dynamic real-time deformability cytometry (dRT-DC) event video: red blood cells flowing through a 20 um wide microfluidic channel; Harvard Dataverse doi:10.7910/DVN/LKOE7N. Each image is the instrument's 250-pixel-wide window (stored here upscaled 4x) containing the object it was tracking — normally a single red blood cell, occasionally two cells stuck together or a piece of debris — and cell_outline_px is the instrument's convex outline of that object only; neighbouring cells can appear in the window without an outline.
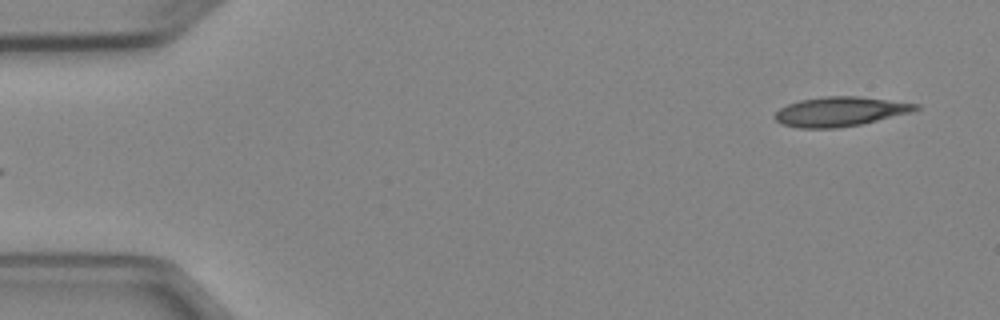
{"species": "Egyptian fruit bat (a non-hibernating species)", "species_latin": "Rousettus aegyptiacus", "temperature_condition": "cold", "stored_images_in_passage": 6, "segment_of_instrument_passage": [2, 2], "camera_frame_rate_fps": 3000, "um_per_image_px": 0.085, "animal": {"sex": "female"}, "frame": {"image": 1, "passage_image": 6, "time_ms": 5.667, "image_size_px": [1000, 320], "cell_outline_px": [[920, 108], [912, 112], [860, 124], [836, 128], [796, 128], [780, 124], [772, 116], [780, 108], [788, 104], [800, 100], [828, 96], [856, 96], [920, 104]], "centroid_in_image_um": [71.37, 9.49], "position_along_channel_um": 13.6, "area_um2": 24.1}}